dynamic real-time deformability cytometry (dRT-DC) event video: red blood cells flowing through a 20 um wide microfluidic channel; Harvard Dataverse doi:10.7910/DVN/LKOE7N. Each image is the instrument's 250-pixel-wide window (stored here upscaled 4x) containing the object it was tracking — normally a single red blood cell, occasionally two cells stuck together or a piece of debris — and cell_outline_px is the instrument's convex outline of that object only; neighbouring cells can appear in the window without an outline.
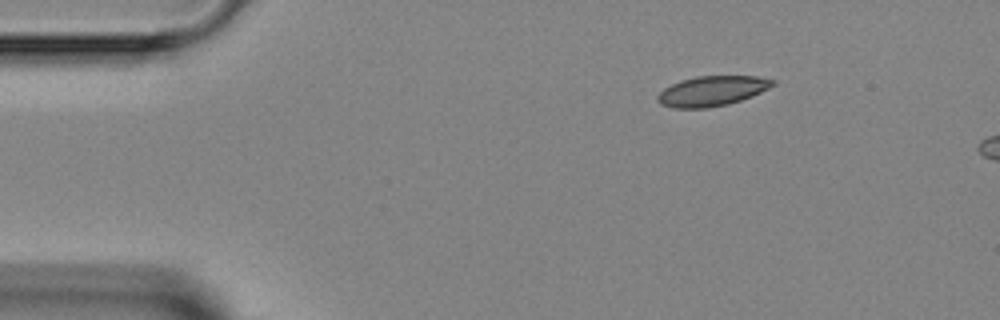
{"species": "Egyptian fruit bat (a non-hibernating species)", "species_latin": "Rousettus aegyptiacus", "temperature_condition": "room temperature", "stored_images_in_passage": 3, "segment_of_instrument_passage": [1, 2], "camera_frame_rate_fps": 3000, "um_per_image_px": 0.085, "animal": {"sex": "female"}, "frame": {"image": 1, "passage_image": 1, "time_ms": 0.0, "image_size_px": [1000, 320], "cell_outline_px": [[776, 84], [752, 96], [728, 104], [708, 108], [672, 108], [660, 104], [656, 100], [656, 96], [664, 88], [680, 80], [696, 76], [756, 76], [776, 80]], "centroid_in_image_um": [60.5, 7.73], "position_along_channel_um": 24.5, "area_um2": 20.23}}